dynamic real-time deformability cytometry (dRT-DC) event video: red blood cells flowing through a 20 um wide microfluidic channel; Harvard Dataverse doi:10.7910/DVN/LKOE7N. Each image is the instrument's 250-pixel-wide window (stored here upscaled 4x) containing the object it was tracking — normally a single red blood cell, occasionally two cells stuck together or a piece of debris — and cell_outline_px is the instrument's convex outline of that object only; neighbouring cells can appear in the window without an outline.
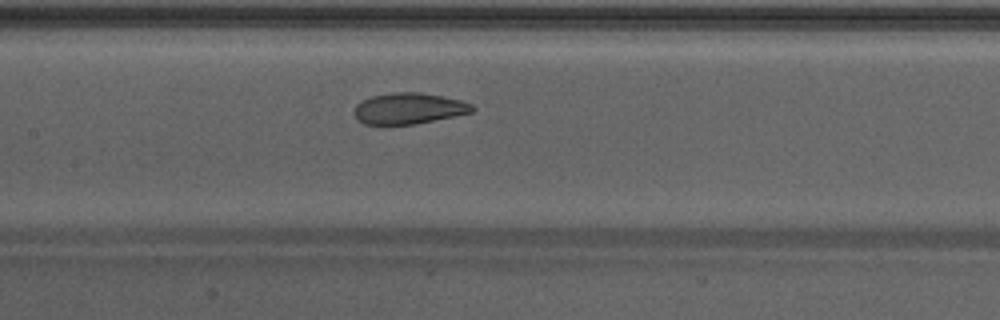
{"species": "Egyptian fruit bat (a non-hibernating species)", "species_latin": "Rousettus aegyptiacus", "temperature_condition": "warm", "stored_images_in_passage": 27, "camera_frame_rate_fps": 3000, "um_per_image_px": 0.085, "animal": {"sex": "male"}, "frame": {"image": 1, "passage_image": 8, "time_ms": 2.333, "image_size_px": [1000, 320], "cell_outline_px": [[476, 108], [472, 112], [416, 124], [388, 128], [384, 128], [364, 124], [356, 120], [356, 104], [372, 96], [396, 92], [420, 92], [460, 100], [472, 104]], "centroid_in_image_um": [34.7, 9.27], "position_along_channel_um": 172.7, "area_um2": 21.91}}
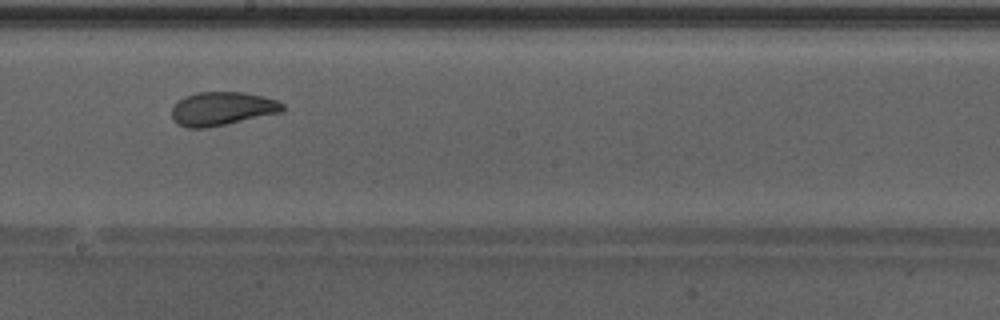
{"frame": {"image": 2, "passage_image": 12, "time_ms": 3.667, "image_size_px": [1000, 320], "cell_outline_px": [[284, 112], [208, 128], [188, 128], [176, 124], [172, 120], [172, 108], [176, 100], [184, 96], [196, 92], [244, 92], [264, 96], [276, 100], [284, 104]], "centroid_in_image_um": [18.86, 9.24], "position_along_channel_um": 229.3, "area_um2": 22.14}, "authors_computed_cell_mechanics": {"area_um2": 21.964, "velocity_mm_per_s": 4.2723, "shape_relaxation_time_tau1_ms": 4.229, "shape_relaxation_time_tau2_ms": 1.1932, "deformation_change_tau1": 0.1115, "deformation_change_tau2": 0.0631}}